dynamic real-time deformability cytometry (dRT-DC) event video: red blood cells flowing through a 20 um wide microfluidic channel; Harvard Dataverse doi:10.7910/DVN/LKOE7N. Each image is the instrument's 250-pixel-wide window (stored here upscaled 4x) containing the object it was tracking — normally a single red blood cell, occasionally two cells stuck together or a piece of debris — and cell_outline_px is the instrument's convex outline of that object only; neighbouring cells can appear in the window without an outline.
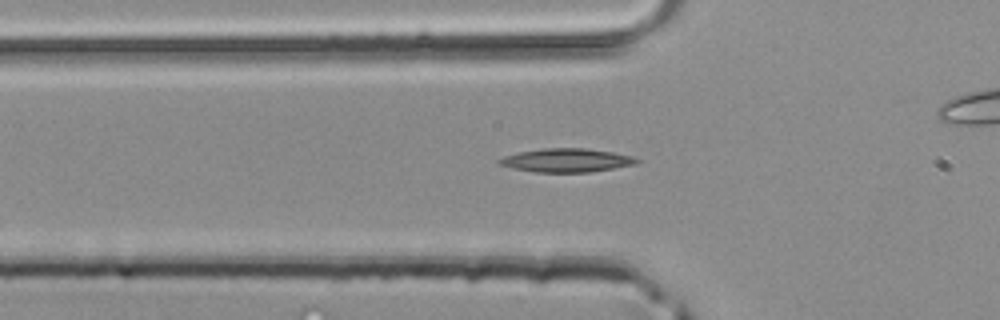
{"species": "common noctule bat (a hibernating species)", "species_latin": "Nyctalus noctula", "temperature_condition": "room temperature", "stored_images_in_passage": 37, "camera_frame_rate_fps": 3000, "um_per_image_px": 0.085, "animal": {"sex": "male", "body_mass_g": 20.4}, "frame": {"image": 1, "passage_image": 13, "time_ms": 4.0, "image_size_px": [1000, 320], "cell_outline_px": [[640, 160], [636, 164], [588, 172], [536, 172], [512, 168], [496, 164], [496, 160], [504, 156], [520, 152], [544, 148], [588, 148], [612, 152], [632, 156]], "centroid_in_image_um": [48.11, 13.62], "position_along_channel_um": 77.7, "area_um2": 18.84}}
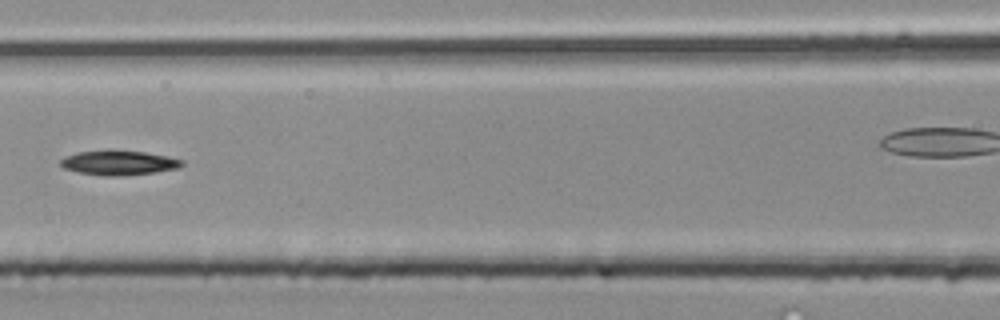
{"frame": {"image": 2, "passage_image": 18, "time_ms": 5.667, "image_size_px": [1000, 320], "cell_outline_px": [[184, 164], [180, 168], [156, 172], [112, 176], [104, 176], [76, 172], [64, 168], [56, 164], [64, 156], [76, 152], [108, 148], [112, 148], [144, 152], [184, 160]], "centroid_in_image_um": [10.01, 13.8], "position_along_channel_um": 156.6, "area_um2": 17.98}}
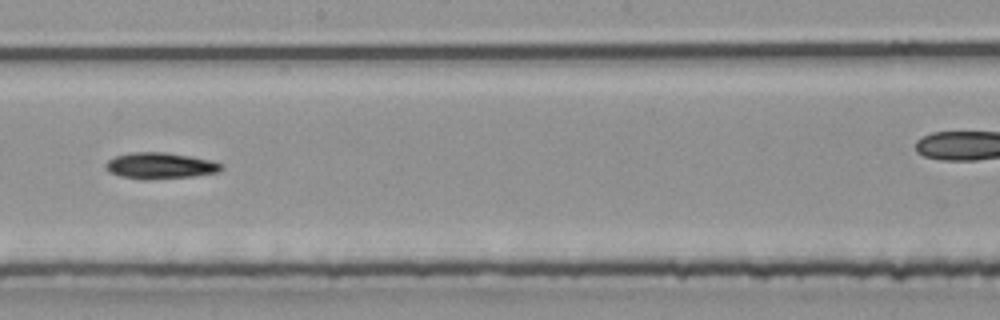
{"frame": {"image": 3, "passage_image": 23, "time_ms": 7.333, "image_size_px": [1000, 320], "cell_outline_px": [[224, 168], [220, 172], [192, 176], [144, 180], [120, 176], [104, 168], [104, 164], [108, 160], [116, 156], [128, 152], [164, 152], [212, 160], [224, 164]], "centroid_in_image_um": [13.63, 14.08], "position_along_channel_um": 234.6, "area_um2": 17.74}}